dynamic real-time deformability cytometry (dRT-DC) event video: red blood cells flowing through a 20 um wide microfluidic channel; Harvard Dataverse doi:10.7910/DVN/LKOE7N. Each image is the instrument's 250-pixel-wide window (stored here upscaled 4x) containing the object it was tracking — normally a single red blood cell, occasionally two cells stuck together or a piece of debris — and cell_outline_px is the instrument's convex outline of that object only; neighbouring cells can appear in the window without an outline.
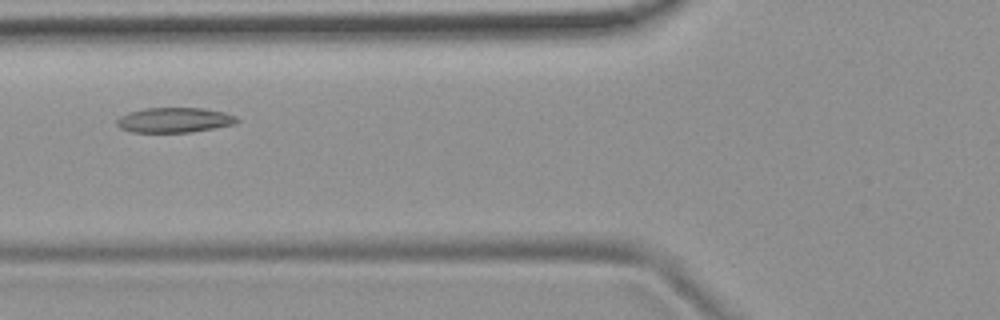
{"species": "common noctule bat (a hibernating species)", "species_latin": "Nyctalus noctula", "temperature_condition": "room temperature", "stored_images_in_passage": 47, "camera_frame_rate_fps": 3000, "um_per_image_px": 0.085, "animal": {"sex": "female", "body_mass_g": 19.9}, "frame": {"image": 1, "passage_image": 14, "time_ms": 4.333, "image_size_px": [1000, 320], "cell_outline_px": [[240, 120], [236, 124], [192, 132], [132, 132], [120, 128], [116, 124], [116, 120], [120, 116], [128, 112], [148, 108], [204, 108], [224, 112], [236, 116]], "centroid_in_image_um": [14.84, 10.2], "position_along_channel_um": 111.0, "area_um2": 17.57}, "authors_computed_cell_mechanics": {"area_um2": 17.9758, "velocity_mm_per_s": 3.7617, "shape_relaxation_time_tau1_ms": 8.4735, "shape_relaxation_time_tau2_ms": null, "deformation_change_tau1": 0.1474, "deformation_change_tau2": null}}